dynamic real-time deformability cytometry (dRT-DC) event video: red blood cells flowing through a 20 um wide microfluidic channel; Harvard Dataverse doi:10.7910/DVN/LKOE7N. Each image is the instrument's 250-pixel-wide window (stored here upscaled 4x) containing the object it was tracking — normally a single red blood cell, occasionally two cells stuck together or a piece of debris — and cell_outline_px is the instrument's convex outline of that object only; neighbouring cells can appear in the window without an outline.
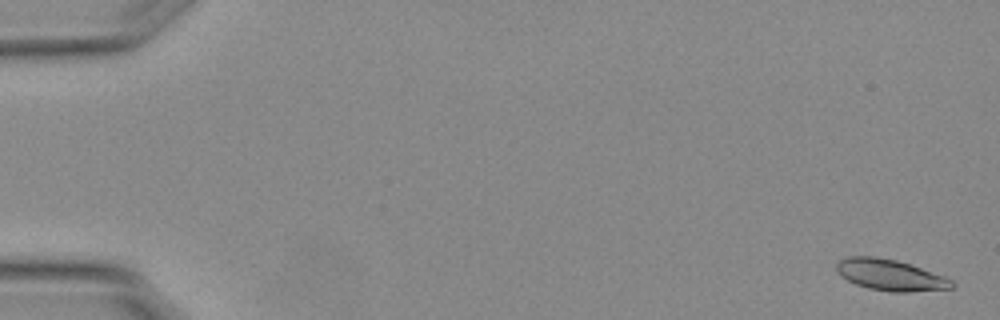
{"species": "Egyptian fruit bat (a non-hibernating species)", "species_latin": "Rousettus aegyptiacus", "temperature_condition": "warm", "stored_images_in_passage": 55, "camera_frame_rate_fps": 3000, "um_per_image_px": 0.085, "animal": {"sex": "female"}, "frame": {"image": 1, "passage_image": 2, "time_ms": 0.333, "image_size_px": [1000, 320], "cell_outline_px": [[956, 284], [952, 288], [908, 292], [888, 292], [868, 288], [856, 284], [848, 280], [836, 268], [836, 264], [840, 260], [848, 256], [872, 256], [896, 260], [944, 276], [952, 280]], "centroid_in_image_um": [75.69, 23.38], "position_along_channel_um": 9.3, "area_um2": 20.63}}
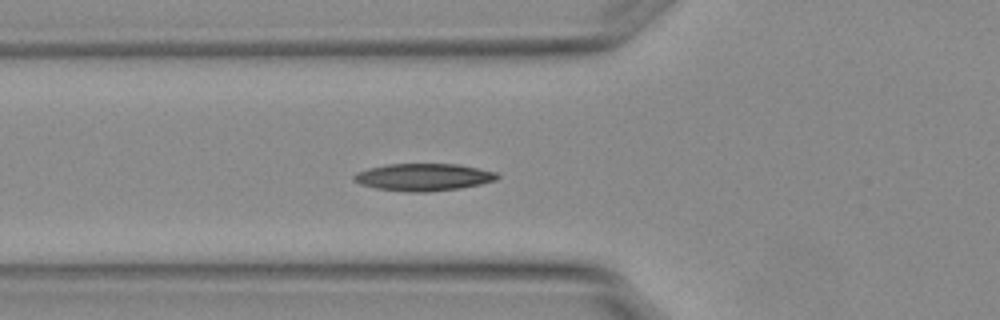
{"frame": {"image": 2, "passage_image": 21, "time_ms": 6.667, "image_size_px": [1000, 320], "cell_outline_px": [[500, 176], [496, 180], [480, 184], [460, 188], [428, 192], [408, 192], [376, 188], [360, 184], [352, 180], [352, 176], [356, 172], [368, 168], [388, 164], [456, 164], [496, 172]], "centroid_in_image_um": [35.95, 15.06], "position_along_channel_um": 89.8, "area_um2": 22.77}}
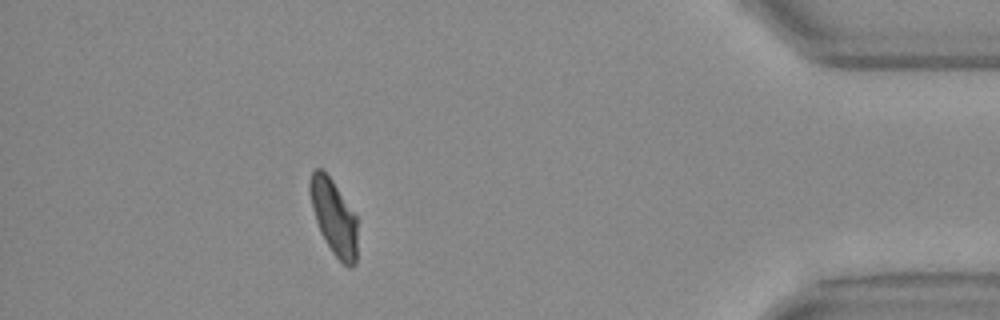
{"frame": {"image": 3, "passage_image": 50, "time_ms": 16.333, "image_size_px": [1000, 320], "cell_outline_px": [[356, 264], [352, 268], [348, 268], [332, 252], [320, 232], [312, 208], [308, 192], [308, 184], [312, 172], [316, 168], [320, 168], [332, 180], [356, 216]], "centroid_in_image_um": [28.35, 18.47], "position_along_channel_um": 406.8, "area_um2": 20.63}, "authors_computed_cell_mechanics": {"area_um2": 21.3282, "velocity_mm_per_s": 3.7588, "shape_relaxation_time_tau1_ms": 4.2998, "shape_relaxation_time_tau2_ms": 2.8523, "deformation_change_tau1": 0.1545, "deformation_change_tau2": 0.0775}}